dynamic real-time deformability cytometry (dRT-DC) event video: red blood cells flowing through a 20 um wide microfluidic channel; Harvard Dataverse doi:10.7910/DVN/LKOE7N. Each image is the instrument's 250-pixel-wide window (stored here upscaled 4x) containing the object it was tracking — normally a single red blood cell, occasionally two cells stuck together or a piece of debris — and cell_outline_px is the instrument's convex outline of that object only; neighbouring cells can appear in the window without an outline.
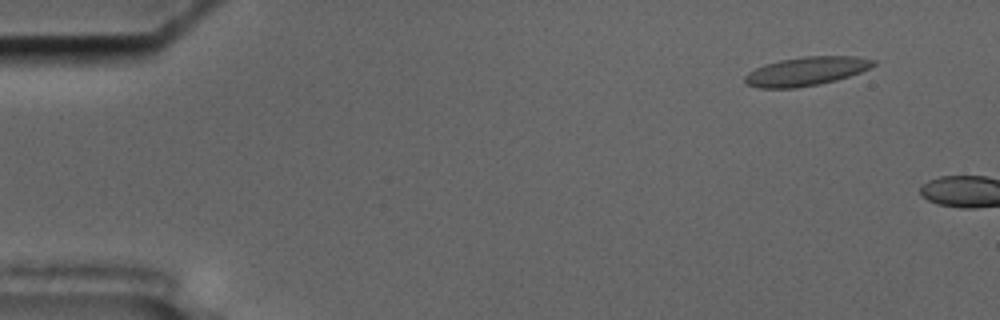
{"species": "common noctule bat (a hibernating species)", "species_latin": "Nyctalus noctula", "temperature_condition": "cold", "stored_images_in_passage": 5, "camera_frame_rate_fps": 3000, "um_per_image_px": 0.085, "animal": {"sex": "male", "body_mass_g": 17.5, "forearm_length_mm": 52.3}, "frame": {"image": 1, "passage_image": 2, "time_ms": 0.333, "image_size_px": [1000, 320], "cell_outline_px": [[876, 64], [860, 72], [836, 80], [820, 84], [796, 88], [756, 88], [744, 84], [744, 76], [748, 72], [764, 64], [780, 60], [804, 56], [856, 56], [876, 60]], "centroid_in_image_um": [68.48, 6.06], "position_along_channel_um": 16.5, "area_um2": 21.68}}